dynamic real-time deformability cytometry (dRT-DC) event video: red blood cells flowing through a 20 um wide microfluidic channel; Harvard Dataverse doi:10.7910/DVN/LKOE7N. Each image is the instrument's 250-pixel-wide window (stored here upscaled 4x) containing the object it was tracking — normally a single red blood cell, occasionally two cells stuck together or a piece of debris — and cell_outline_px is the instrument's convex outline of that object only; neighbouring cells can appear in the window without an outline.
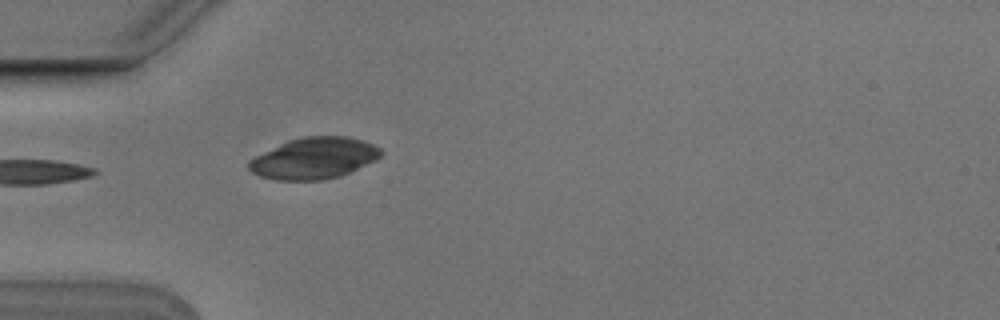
{"species": "Egyptian fruit bat (a non-hibernating species)", "species_latin": "Rousettus aegyptiacus", "temperature_condition": "cold", "stored_images_in_passage": 3, "camera_frame_rate_fps": 3000, "um_per_image_px": 0.085, "animal": {"sex": "male"}, "frame": {"image": 1, "passage_image": 3, "time_ms": 0.667, "image_size_px": [1000, 320], "cell_outline_px": [[384, 152], [376, 160], [340, 176], [320, 180], [276, 180], [260, 176], [252, 172], [248, 168], [248, 160], [288, 140], [304, 136], [348, 136], [364, 140], [380, 148]], "centroid_in_image_um": [26.71, 13.44], "position_along_channel_um": 58.3, "area_um2": 31.73}}